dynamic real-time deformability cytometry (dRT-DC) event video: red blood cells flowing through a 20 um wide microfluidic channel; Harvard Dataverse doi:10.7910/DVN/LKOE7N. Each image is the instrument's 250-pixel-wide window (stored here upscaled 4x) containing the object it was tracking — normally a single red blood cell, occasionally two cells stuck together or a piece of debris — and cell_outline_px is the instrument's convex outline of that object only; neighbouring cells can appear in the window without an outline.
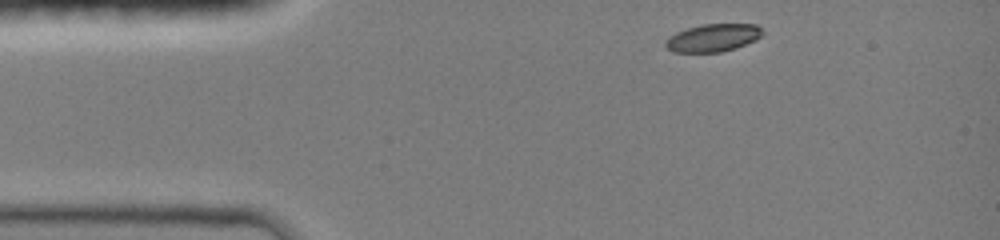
{"species": "common noctule bat (a hibernating species)", "species_latin": "Nyctalus noctula", "temperature_condition": "room temperature", "stored_images_in_passage": 3, "camera_frame_rate_fps": 3000, "um_per_image_px": 0.085, "animal": {"sex": "female", "body_mass_g": 19.0, "forearm_length_mm": 51.5}, "frame": {"image": 1, "passage_image": 1, "time_ms": 0.0, "image_size_px": [1000, 240], "cell_outline_px": [[764, 32], [756, 40], [736, 48], [720, 52], [672, 52], [664, 44], [668, 36], [676, 32], [688, 28], [704, 24], [756, 24]], "centroid_in_image_um": [60.6, 3.21], "position_along_channel_um": 24.4, "area_um2": 15.66}}